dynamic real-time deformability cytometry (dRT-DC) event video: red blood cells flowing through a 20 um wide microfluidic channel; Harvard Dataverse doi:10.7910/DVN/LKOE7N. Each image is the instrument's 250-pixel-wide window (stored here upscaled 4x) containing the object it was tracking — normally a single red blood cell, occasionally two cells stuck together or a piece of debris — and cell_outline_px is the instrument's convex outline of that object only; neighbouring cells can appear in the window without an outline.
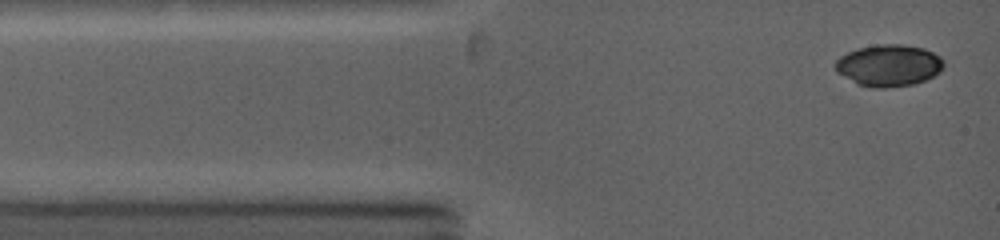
{"species": "common noctule bat (a hibernating species)", "species_latin": "Nyctalus noctula", "temperature_condition": "warm", "stored_images_in_passage": 26, "camera_frame_rate_fps": 5000, "um_per_image_px": 0.085, "animal": {"sex": "female", "body_mass_g": 19.0, "forearm_length_mm": 53.3}, "frame": {"image": 1, "passage_image": 1, "time_ms": 0.0, "image_size_px": [1000, 240], "cell_outline_px": [[944, 68], [940, 72], [924, 80], [912, 84], [884, 88], [872, 88], [856, 84], [836, 72], [836, 60], [840, 56], [848, 52], [860, 48], [880, 44], [900, 44], [924, 48], [940, 56], [944, 60]], "centroid_in_image_um": [75.55, 5.56], "position_along_channel_um": 9.4, "area_um2": 26.36}}
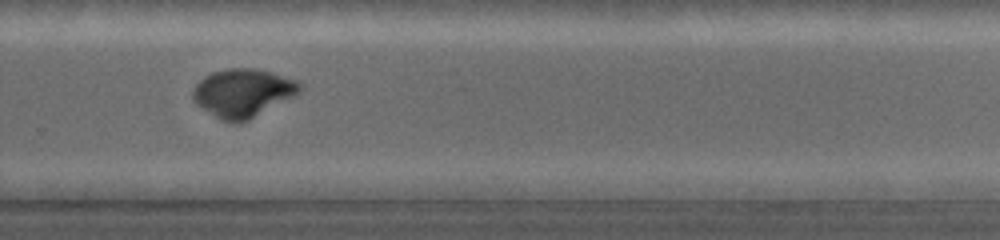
{"frame": {"image": 2, "passage_image": 21, "time_ms": 8.2, "image_size_px": [1000, 240], "cell_outline_px": [[304, 88], [300, 92], [248, 120], [220, 120], [196, 104], [192, 100], [192, 88], [204, 76], [212, 72], [228, 68], [256, 68], [272, 72], [296, 80], [304, 84]], "centroid_in_image_um": [20.63, 7.85], "position_along_channel_um": 309.2, "area_um2": 29.82}}
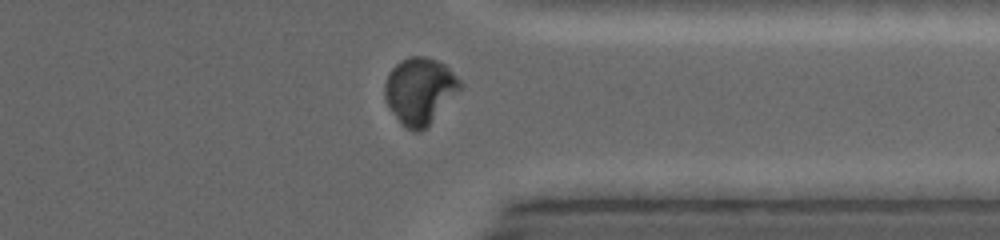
{"frame": {"image": 3, "passage_image": 25, "time_ms": 9.8, "image_size_px": [1000, 240], "cell_outline_px": [[464, 84], [428, 124], [420, 132], [412, 132], [404, 128], [400, 124], [388, 104], [384, 96], [384, 84], [388, 72], [400, 60], [408, 56], [424, 56], [436, 60], [444, 64]], "centroid_in_image_um": [35.63, 7.7], "position_along_channel_um": 375.8, "area_um2": 28.9}}